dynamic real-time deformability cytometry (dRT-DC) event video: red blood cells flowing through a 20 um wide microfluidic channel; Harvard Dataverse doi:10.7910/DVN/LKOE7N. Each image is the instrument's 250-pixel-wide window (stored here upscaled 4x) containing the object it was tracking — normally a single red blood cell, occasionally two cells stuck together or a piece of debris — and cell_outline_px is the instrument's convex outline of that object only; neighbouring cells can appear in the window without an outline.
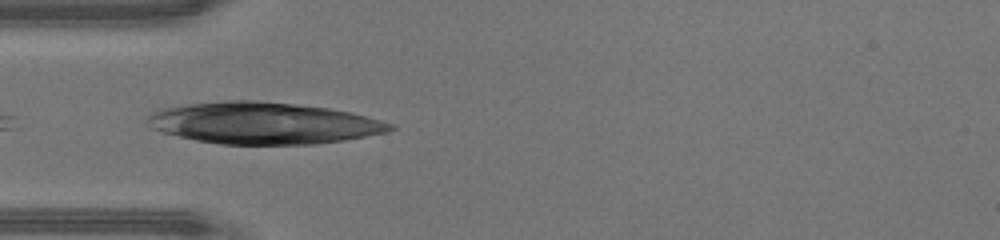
{"species": "human", "species_latin": "Homo sapiens", "temperature_condition": "warm", "stored_images_in_passage": 12, "camera_frame_rate_fps": 3000, "um_per_image_px": 0.085, "donor": {"sex": "male"}, "frame": {"image": 1, "passage_image": 1, "time_ms": 0.0, "image_size_px": [1000, 240], "cell_outline_px": [[396, 128], [388, 132], [344, 140], [316, 144], [220, 144], [196, 140], [164, 132], [152, 128], [144, 120], [152, 112], [160, 108], [188, 104], [228, 100], [256, 100], [296, 104], [328, 108], [352, 112], [380, 120], [392, 124]], "centroid_in_image_um": [22.39, 10.46], "position_along_channel_um": 62.6, "area_um2": 58.9}}